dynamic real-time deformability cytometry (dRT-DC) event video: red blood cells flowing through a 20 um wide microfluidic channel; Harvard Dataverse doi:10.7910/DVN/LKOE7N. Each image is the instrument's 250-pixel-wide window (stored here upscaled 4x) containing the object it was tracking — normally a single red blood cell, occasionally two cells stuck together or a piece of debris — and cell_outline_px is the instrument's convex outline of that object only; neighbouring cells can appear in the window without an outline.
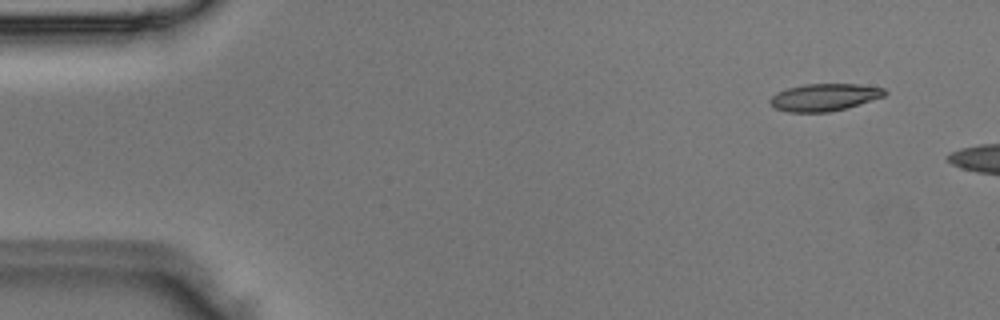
{"species": "Egyptian fruit bat (a non-hibernating species)", "species_latin": "Rousettus aegyptiacus", "temperature_condition": "room temperature", "stored_images_in_passage": 3, "camera_frame_rate_fps": 3000, "um_per_image_px": 0.085, "animal": {"sex": "male"}, "frame": {"image": 1, "passage_image": 1, "time_ms": 0.0, "image_size_px": [1000, 320], "cell_outline_px": [[888, 92], [884, 96], [844, 108], [828, 112], [788, 112], [776, 108], [768, 100], [776, 92], [788, 88], [804, 84], [856, 84], [884, 88]], "centroid_in_image_um": [70.04, 8.26], "position_along_channel_um": 15.0, "area_um2": 17.98}}